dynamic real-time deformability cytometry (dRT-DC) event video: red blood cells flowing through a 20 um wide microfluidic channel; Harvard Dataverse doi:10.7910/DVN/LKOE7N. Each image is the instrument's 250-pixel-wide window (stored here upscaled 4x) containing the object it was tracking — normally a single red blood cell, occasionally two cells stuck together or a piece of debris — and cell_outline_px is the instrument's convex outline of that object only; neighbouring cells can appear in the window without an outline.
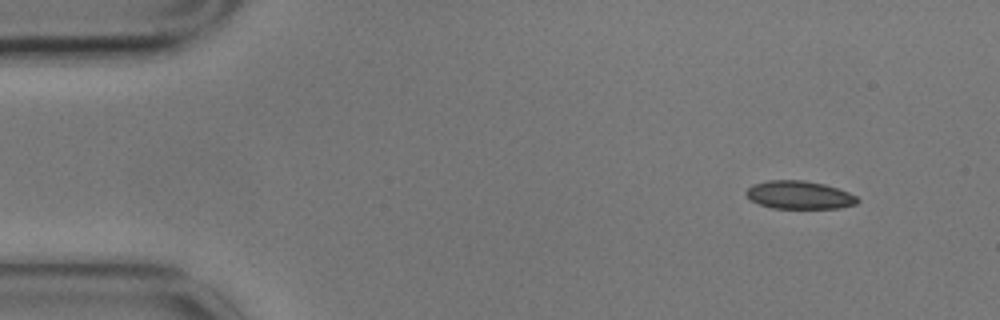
{"species": "common noctule bat (a hibernating species)", "species_latin": "Nyctalus noctula", "temperature_condition": "cold", "stored_images_in_passage": 2, "camera_frame_rate_fps": 3000, "um_per_image_px": 0.085, "animal": {"sex": "male", "body_mass_g": 17.9}, "frame": {"image": 1, "passage_image": 1, "time_ms": 0.0, "image_size_px": [1000, 320], "cell_outline_px": [[860, 200], [856, 204], [840, 208], [772, 208], [760, 204], [752, 200], [744, 192], [752, 184], [768, 180], [804, 180], [824, 184], [848, 192], [856, 196]], "centroid_in_image_um": [67.94, 16.57], "position_along_channel_um": 17.1, "area_um2": 18.15}}